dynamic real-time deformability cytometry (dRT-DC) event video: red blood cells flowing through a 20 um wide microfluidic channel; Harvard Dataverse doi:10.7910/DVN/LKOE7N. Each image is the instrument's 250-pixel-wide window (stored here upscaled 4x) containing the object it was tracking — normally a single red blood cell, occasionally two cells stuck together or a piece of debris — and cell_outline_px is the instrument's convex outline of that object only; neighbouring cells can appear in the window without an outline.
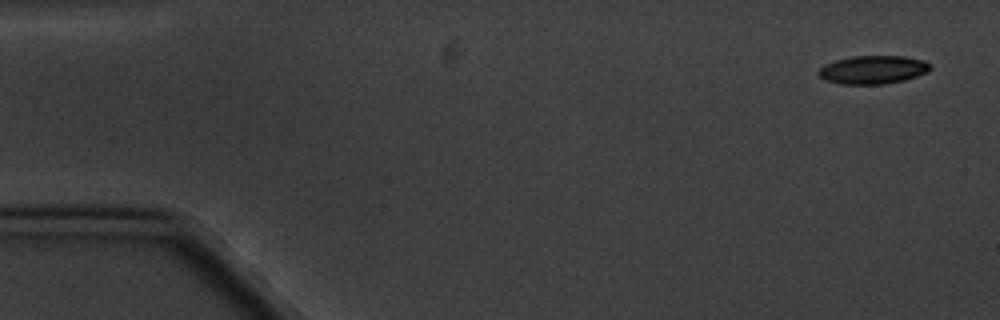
{"species": "common noctule bat (a hibernating species)", "species_latin": "Nyctalus noctula", "temperature_condition": "cold", "stored_images_in_passage": 4, "camera_frame_rate_fps": 3000, "um_per_image_px": 0.085, "animal": {"sex": "male", "body_mass_g": 20.1, "forearm_length_mm": 53.5}, "frame": {"image": 1, "passage_image": 1, "time_ms": 0.0, "image_size_px": [1000, 320], "cell_outline_px": [[932, 68], [928, 72], [904, 80], [884, 84], [840, 84], [824, 80], [816, 72], [824, 64], [836, 60], [852, 56], [904, 56], [924, 60], [932, 64]], "centroid_in_image_um": [74.21, 5.92], "position_along_channel_um": 10.8, "area_um2": 18.61}}